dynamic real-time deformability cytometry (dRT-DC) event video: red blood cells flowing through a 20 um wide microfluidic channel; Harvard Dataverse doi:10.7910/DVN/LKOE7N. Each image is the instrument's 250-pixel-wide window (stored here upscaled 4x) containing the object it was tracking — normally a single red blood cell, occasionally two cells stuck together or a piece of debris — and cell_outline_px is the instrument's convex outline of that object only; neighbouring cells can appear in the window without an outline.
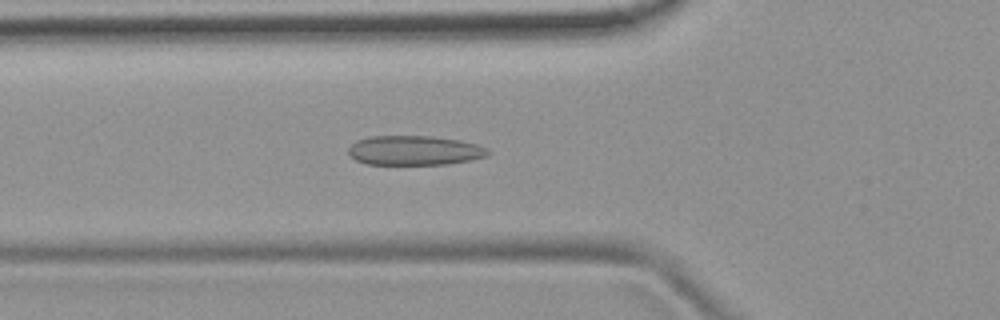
{"species": "common noctule bat (a hibernating species)", "species_latin": "Nyctalus noctula", "temperature_condition": "room temperature", "stored_images_in_passage": 38, "camera_frame_rate_fps": 3000, "um_per_image_px": 0.085, "animal": {"sex": "female", "body_mass_g": 19.9}, "frame": {"image": 1, "passage_image": 5, "time_ms": 1.333, "image_size_px": [1000, 320], "cell_outline_px": [[492, 152], [488, 156], [448, 164], [364, 164], [348, 156], [348, 148], [356, 140], [372, 136], [432, 136], [460, 140], [476, 144], [488, 148]], "centroid_in_image_um": [35.22, 12.78], "position_along_channel_um": 90.6, "area_um2": 24.16}}
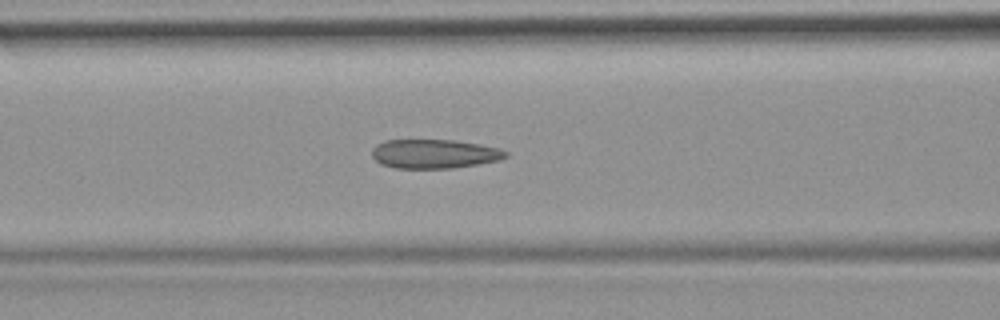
{"frame": {"image": 2, "passage_image": 8, "time_ms": 2.333, "image_size_px": [1000, 320], "cell_outline_px": [[508, 156], [500, 160], [452, 168], [396, 168], [380, 164], [372, 156], [372, 148], [376, 144], [384, 140], [456, 140], [480, 144], [500, 148], [508, 152]], "centroid_in_image_um": [36.92, 13.07], "position_along_channel_um": 129.7, "area_um2": 22.77}}
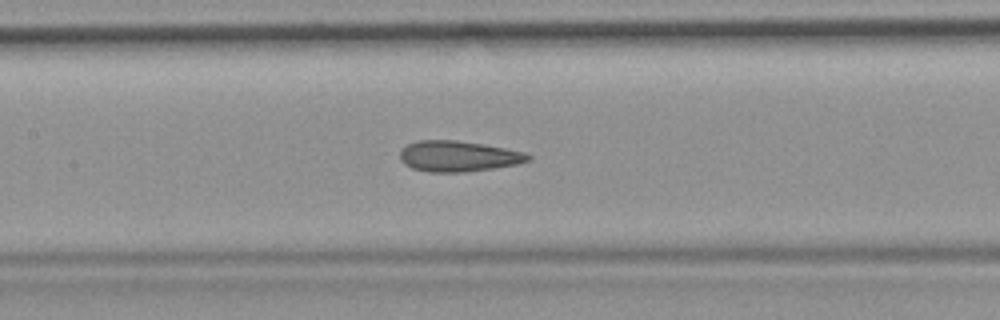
{"frame": {"image": 3, "passage_image": 11, "time_ms": 3.333, "image_size_px": [1000, 320], "cell_outline_px": [[532, 160], [516, 164], [492, 168], [464, 172], [428, 172], [412, 168], [404, 164], [400, 160], [400, 152], [408, 144], [420, 140], [456, 140], [484, 144], [524, 152], [532, 156]], "centroid_in_image_um": [38.96, 13.28], "position_along_channel_um": 168.4, "area_um2": 22.89}, "authors_computed_cell_mechanics": {"area_um2": 22.7732, "velocity_mm_per_s": 3.8723, "shape_relaxation_time_tau1_ms": null, "shape_relaxation_time_tau2_ms": 2.2667, "deformation_change_tau1": null, "deformation_change_tau2": 0.1068}}